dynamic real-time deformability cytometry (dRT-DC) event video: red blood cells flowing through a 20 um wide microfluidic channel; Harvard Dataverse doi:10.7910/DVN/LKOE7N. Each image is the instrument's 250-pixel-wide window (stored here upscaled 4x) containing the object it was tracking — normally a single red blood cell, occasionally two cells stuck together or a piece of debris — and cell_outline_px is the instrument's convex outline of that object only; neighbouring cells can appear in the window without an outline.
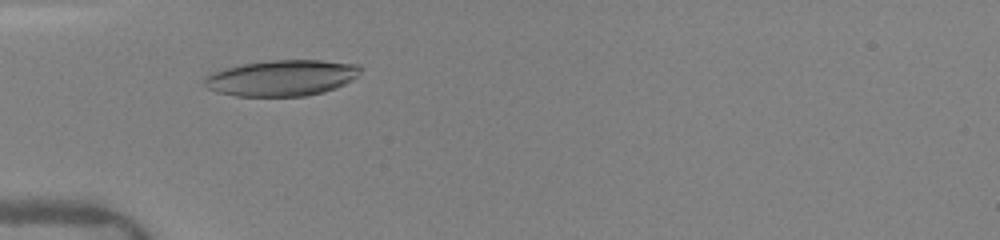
{"species": "human", "species_latin": "Homo sapiens", "temperature_condition": "warm", "stored_images_in_passage": 32, "camera_frame_rate_fps": 3000, "um_per_image_px": 0.085, "donor": {"sex": "female"}, "frame": {"image": 1, "passage_image": 9, "time_ms": 3.667, "image_size_px": [1000, 240], "cell_outline_px": [[364, 68], [352, 80], [336, 88], [324, 92], [308, 96], [236, 96], [216, 92], [208, 88], [204, 84], [204, 76], [212, 72], [224, 68], [240, 64], [268, 60], [320, 60], [360, 64]], "centroid_in_image_um": [23.95, 6.62], "position_along_channel_um": 61.0, "area_um2": 33.12}}
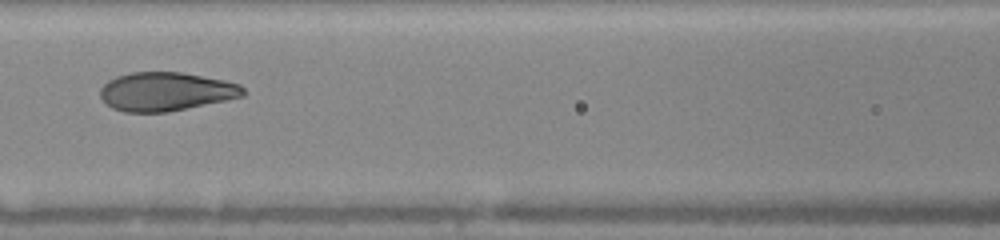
{"frame": {"image": 2, "passage_image": 14, "time_ms": 6.0, "image_size_px": [1000, 240], "cell_outline_px": [[244, 96], [168, 112], [124, 112], [112, 108], [100, 96], [100, 88], [108, 80], [116, 76], [132, 72], [180, 72], [224, 80], [240, 84], [244, 88]], "centroid_in_image_um": [14.08, 7.78], "position_along_channel_um": 152.5, "area_um2": 32.08}}
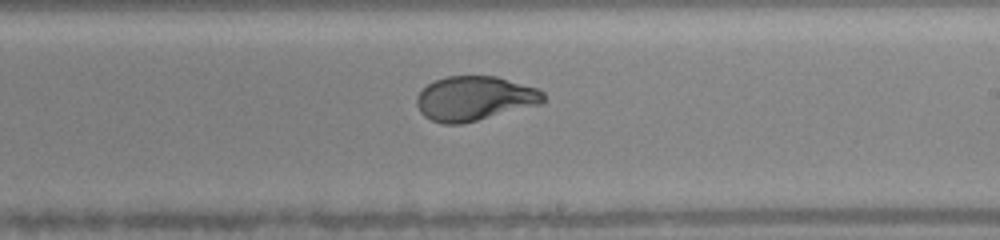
{"frame": {"image": 3, "passage_image": 18, "time_ms": 8.333, "image_size_px": [1000, 240], "cell_outline_px": [[544, 104], [460, 124], [444, 124], [432, 120], [424, 116], [420, 112], [416, 104], [416, 96], [428, 84], [436, 80], [448, 76], [496, 76], [536, 88], [544, 92]], "centroid_in_image_um": [40.35, 8.37], "position_along_channel_um": 248.7, "area_um2": 32.77}, "authors_computed_cell_mechanics": {"area_um2": 33.0616, "velocity_mm_per_s": 4.1237, "shape_relaxation_time_tau1_ms": 4.0508, "shape_relaxation_time_tau2_ms": null, "deformation_change_tau1": 0.2343, "deformation_change_tau2": null}}